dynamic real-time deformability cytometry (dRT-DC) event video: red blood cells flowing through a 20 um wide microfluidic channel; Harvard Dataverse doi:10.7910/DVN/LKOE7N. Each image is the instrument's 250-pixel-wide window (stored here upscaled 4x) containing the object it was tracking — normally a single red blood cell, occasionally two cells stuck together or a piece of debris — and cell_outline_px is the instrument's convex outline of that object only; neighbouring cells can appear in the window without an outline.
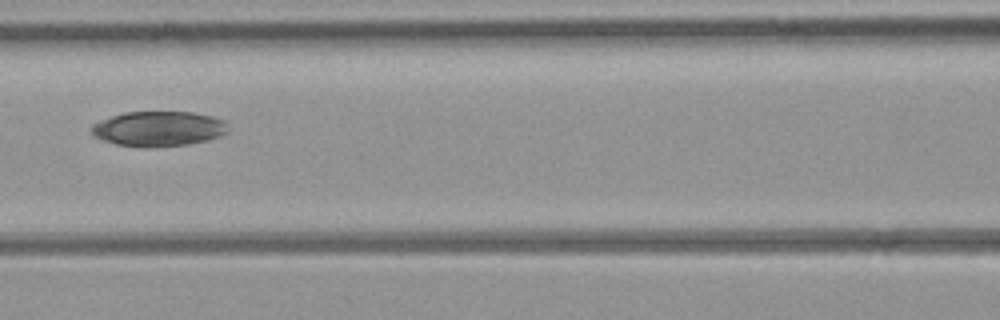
{"species": "common noctule bat (a hibernating species)", "species_latin": "Nyctalus noctula", "temperature_condition": "room temperature", "stored_images_in_passage": 6, "camera_frame_rate_fps": 3000, "um_per_image_px": 0.085, "animal": {"sex": "female", "body_mass_g": 21.9}, "frame": {"image": 1, "passage_image": 5, "time_ms": 5.667, "image_size_px": [1000, 320], "cell_outline_px": [[228, 132], [220, 136], [208, 140], [188, 144], [144, 148], [116, 144], [104, 140], [96, 136], [92, 132], [92, 124], [112, 116], [124, 112], [192, 112], [212, 116], [224, 120]], "centroid_in_image_um": [13.5, 10.94], "position_along_channel_um": 153.1, "area_um2": 27.74}}
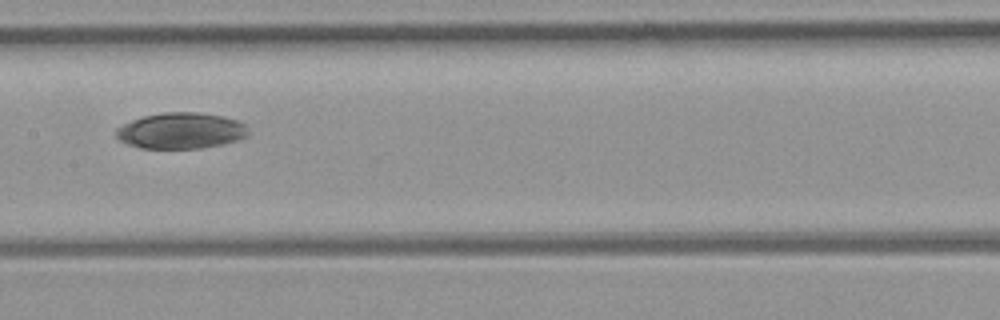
{"frame": {"image": 2, "passage_image": 6, "time_ms": 6.667, "image_size_px": [1000, 320], "cell_outline_px": [[248, 136], [236, 140], [220, 144], [200, 148], [140, 148], [128, 144], [120, 140], [116, 136], [116, 128], [132, 120], [144, 116], [164, 112], [196, 112], [220, 116], [240, 120], [244, 124], [248, 132]], "centroid_in_image_um": [15.37, 11.1], "position_along_channel_um": 192.0, "area_um2": 27.51}}